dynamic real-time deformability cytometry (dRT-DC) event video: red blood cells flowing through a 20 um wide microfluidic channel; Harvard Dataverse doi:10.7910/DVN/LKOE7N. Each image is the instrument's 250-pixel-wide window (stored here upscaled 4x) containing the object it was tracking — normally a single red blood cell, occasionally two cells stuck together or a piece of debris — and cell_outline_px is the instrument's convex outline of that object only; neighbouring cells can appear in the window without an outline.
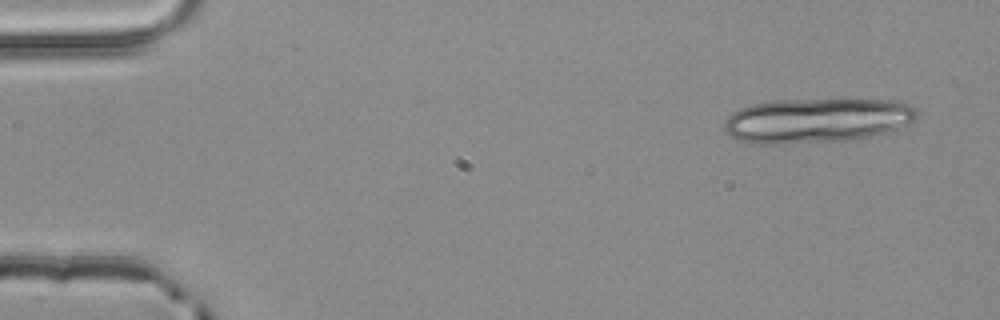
{"species": "common noctule bat (a hibernating species)", "species_latin": "Nyctalus noctula", "temperature_condition": "room temperature", "stored_images_in_passage": 4, "segment_of_instrument_passage": [1, 2], "camera_frame_rate_fps": 3000, "um_per_image_px": 0.085, "animal": {"sex": "male", "body_mass_g": 20.4}, "frame": {"image": 1, "passage_image": 1, "time_ms": 0.0, "image_size_px": [1000, 320], "cell_outline_px": [[916, 120], [896, 128], [884, 132], [856, 140], [776, 144], [752, 144], [740, 140], [732, 136], [724, 128], [724, 120], [732, 112], [740, 108], [752, 104], [772, 100], [892, 100], [912, 104], [916, 108]], "centroid_in_image_um": [69.4, 10.24], "position_along_channel_um": 15.6, "area_um2": 50.17}}